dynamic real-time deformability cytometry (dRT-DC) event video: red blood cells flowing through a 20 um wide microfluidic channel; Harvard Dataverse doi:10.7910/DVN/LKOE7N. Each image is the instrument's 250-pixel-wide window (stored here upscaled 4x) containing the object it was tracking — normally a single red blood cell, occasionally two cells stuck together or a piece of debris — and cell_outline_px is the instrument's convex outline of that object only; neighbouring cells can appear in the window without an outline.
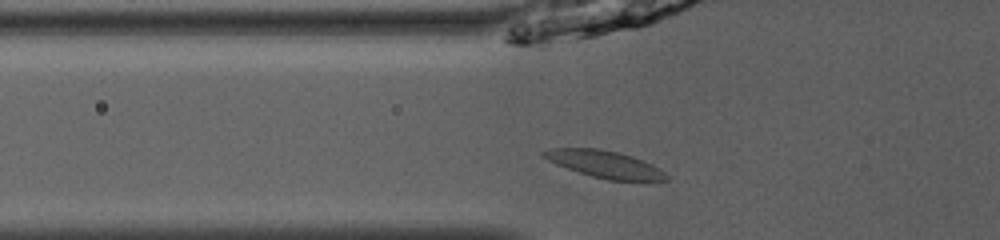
{"species": "common noctule bat (a hibernating species)", "species_latin": "Nyctalus noctula", "temperature_condition": "room temperature", "stored_images_in_passage": 35, "camera_frame_rate_fps": 3000, "um_per_image_px": 0.085, "animal": {"sex": "male", "body_mass_g": 13.0, "forearm_length_mm": 53.1}, "frame": {"image": 1, "passage_image": 3, "time_ms": 0.667, "image_size_px": [1000, 240], "cell_outline_px": [[668, 180], [608, 180], [592, 176], [556, 164], [540, 156], [540, 152], [552, 148], [600, 148], [620, 152], [644, 160], [652, 164], [664, 172], [668, 176]], "centroid_in_image_um": [51.38, 13.93], "position_along_channel_um": 74.4, "area_um2": 19.31}}
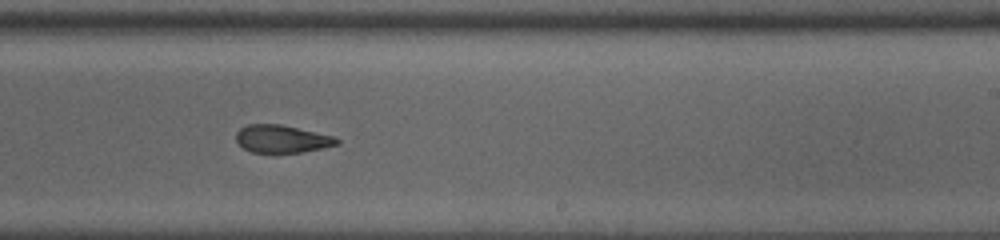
{"frame": {"image": 2, "passage_image": 17, "time_ms": 5.333, "image_size_px": [1000, 240], "cell_outline_px": [[340, 144], [300, 152], [276, 156], [252, 152], [244, 148], [236, 140], [236, 132], [240, 128], [248, 124], [280, 124], [336, 136], [340, 140]], "centroid_in_image_um": [23.96, 11.84], "position_along_channel_um": 265.0, "area_um2": 16.88}}
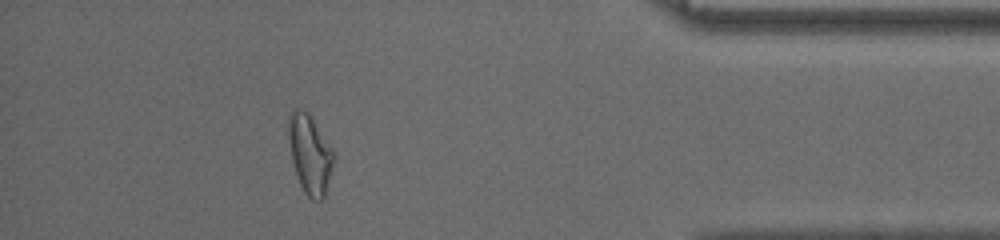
{"frame": {"image": 3, "passage_image": 30, "time_ms": 9.667, "image_size_px": [1000, 240], "cell_outline_px": [[336, 156], [324, 196], [320, 200], [312, 200], [304, 192], [300, 184], [292, 160], [288, 136], [288, 116], [296, 108], [308, 112], [312, 116], [336, 152]], "centroid_in_image_um": [26.37, 13.06], "position_along_channel_um": 408.8, "area_um2": 20.98}, "authors_computed_cell_mechanics": {"area_um2": 17.629, "velocity_mm_per_s": 4.0707, "shape_relaxation_time_tau1_ms": 6.6874, "shape_relaxation_time_tau2_ms": 2.073, "deformation_change_tau1": 0.2058, "deformation_change_tau2": 0.0957}}